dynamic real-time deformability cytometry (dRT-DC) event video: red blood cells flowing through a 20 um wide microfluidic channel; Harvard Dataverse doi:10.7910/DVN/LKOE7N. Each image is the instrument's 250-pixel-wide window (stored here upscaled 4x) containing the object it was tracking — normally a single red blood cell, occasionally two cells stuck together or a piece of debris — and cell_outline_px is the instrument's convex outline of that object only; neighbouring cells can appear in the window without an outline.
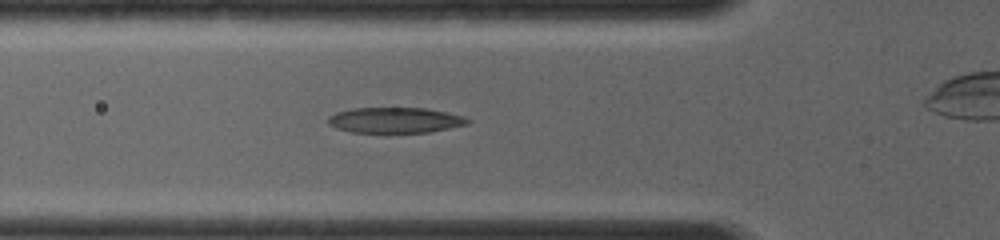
{"species": "common noctule bat (a hibernating species)", "species_latin": "Nyctalus noctula", "temperature_condition": "room temperature", "stored_images_in_passage": 10, "segment_of_instrument_passage": [1, 2], "camera_frame_rate_fps": 4000, "um_per_image_px": 0.085, "animal": {"sex": "female", "body_mass_g": 19.0, "forearm_length_mm": 56.7}, "frame": {"image": 1, "passage_image": 9, "time_ms": 4.25, "image_size_px": [1000, 240], "cell_outline_px": [[472, 120], [468, 124], [428, 132], [352, 132], [336, 128], [328, 124], [328, 116], [336, 112], [352, 108], [428, 108], [464, 116]], "centroid_in_image_um": [33.58, 10.2], "position_along_channel_um": 92.2, "area_um2": 20.75}}